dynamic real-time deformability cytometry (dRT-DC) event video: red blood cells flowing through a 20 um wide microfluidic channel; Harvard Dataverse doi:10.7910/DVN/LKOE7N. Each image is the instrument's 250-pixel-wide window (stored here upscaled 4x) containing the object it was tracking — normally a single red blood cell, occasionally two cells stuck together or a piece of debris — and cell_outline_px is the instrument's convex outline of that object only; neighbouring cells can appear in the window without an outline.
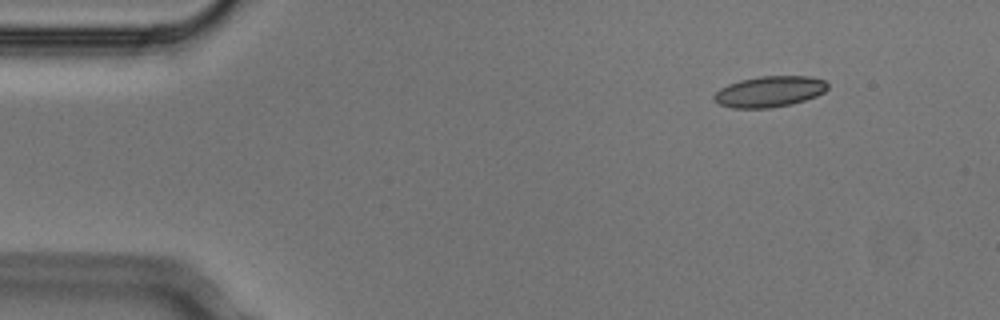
{"species": "Egyptian fruit bat (a non-hibernating species)", "species_latin": "Rousettus aegyptiacus", "temperature_condition": "cold", "stored_images_in_passage": 4, "camera_frame_rate_fps": 3000, "um_per_image_px": 0.085, "animal": {"sex": "male"}, "frame": {"image": 1, "passage_image": 1, "time_ms": 0.0, "image_size_px": [1000, 320], "cell_outline_px": [[828, 88], [824, 92], [816, 96], [792, 104], [768, 108], [732, 108], [720, 104], [712, 96], [720, 88], [728, 84], [740, 80], [760, 76], [812, 76], [824, 80], [828, 84]], "centroid_in_image_um": [65.42, 7.78], "position_along_channel_um": 19.6, "area_um2": 20.46}}
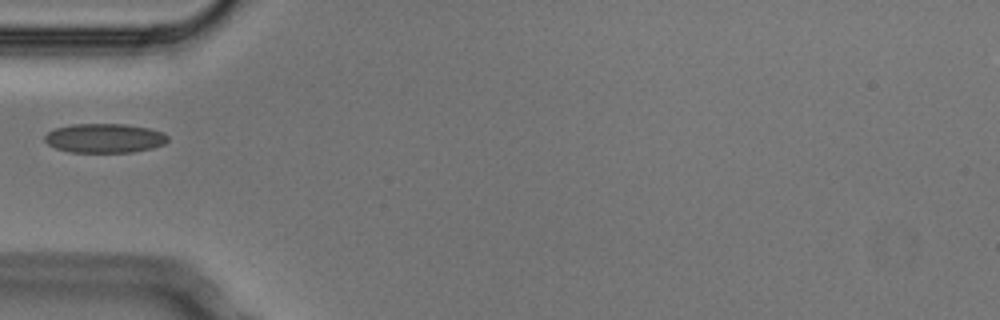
{"frame": {"image": 2, "passage_image": 4, "time_ms": 1.0, "image_size_px": [1000, 320], "cell_outline_px": [[168, 140], [164, 144], [152, 148], [132, 152], [68, 152], [56, 148], [48, 144], [44, 140], [44, 136], [48, 132], [56, 128], [72, 124], [124, 124], [148, 128], [164, 132], [168, 136]], "centroid_in_image_um": [8.89, 11.74], "position_along_channel_um": 76.1, "area_um2": 20.98}}